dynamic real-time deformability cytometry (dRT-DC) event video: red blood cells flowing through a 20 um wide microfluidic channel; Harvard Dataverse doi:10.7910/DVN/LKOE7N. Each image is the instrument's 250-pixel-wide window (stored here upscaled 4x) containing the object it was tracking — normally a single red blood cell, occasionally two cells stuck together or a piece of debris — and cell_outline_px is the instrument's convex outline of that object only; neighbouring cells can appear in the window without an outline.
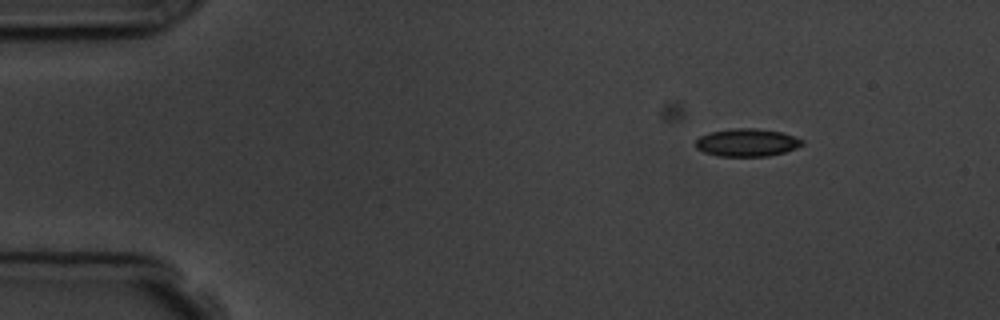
{"species": "common noctule bat (a hibernating species)", "species_latin": "Nyctalus noctula", "temperature_condition": "room temperature", "stored_images_in_passage": 7, "camera_frame_rate_fps": 3000, "um_per_image_px": 0.085, "animal": {"sex": "male", "body_mass_g": 19.5, "forearm_length_mm": 54.6}, "frame": {"image": 1, "passage_image": 1, "time_ms": 0.0, "image_size_px": [1000, 320], "cell_outline_px": [[804, 144], [796, 148], [784, 152], [768, 156], [716, 156], [704, 152], [696, 148], [696, 140], [700, 136], [712, 132], [732, 128], [756, 128], [780, 132], [804, 140]], "centroid_in_image_um": [63.49, 12.12], "position_along_channel_um": 21.5, "area_um2": 17.17}}
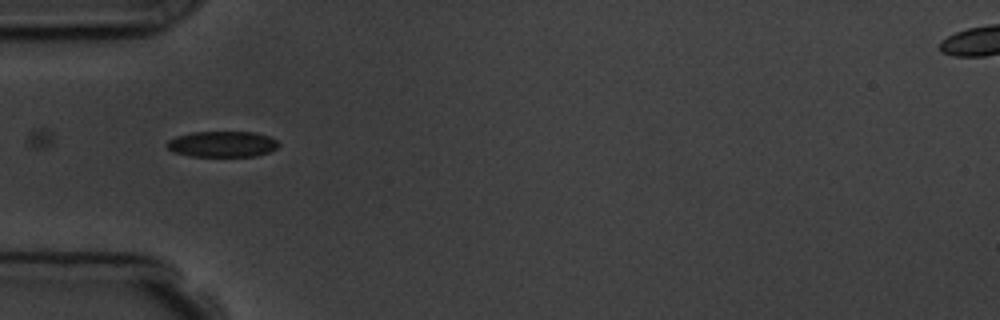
{"frame": {"image": 2, "passage_image": 4, "time_ms": 3.333, "image_size_px": [1000, 320], "cell_outline_px": [[280, 144], [276, 148], [268, 152], [256, 156], [192, 156], [172, 152], [164, 144], [168, 140], [176, 136], [192, 132], [256, 132], [268, 136], [276, 140]], "centroid_in_image_um": [18.86, 12.24], "position_along_channel_um": 66.1, "area_um2": 16.88}}